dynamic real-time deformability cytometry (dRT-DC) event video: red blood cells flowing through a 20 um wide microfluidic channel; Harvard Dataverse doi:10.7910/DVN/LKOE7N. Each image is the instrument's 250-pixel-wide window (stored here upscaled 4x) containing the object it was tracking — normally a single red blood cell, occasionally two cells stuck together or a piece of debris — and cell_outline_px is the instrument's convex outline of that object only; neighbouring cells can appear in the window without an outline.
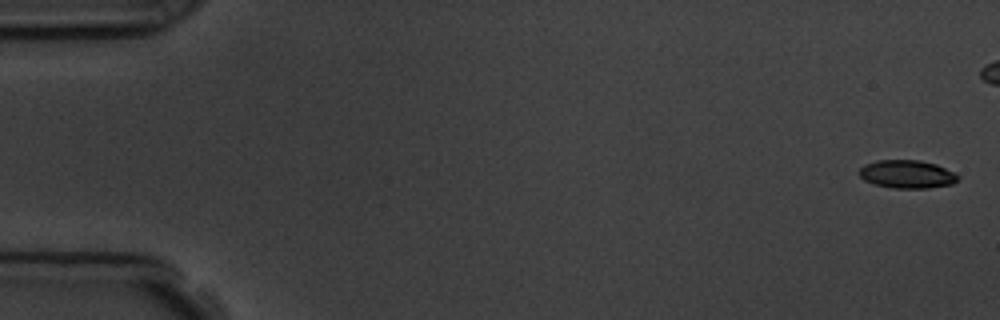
{"species": "common noctule bat (a hibernating species)", "species_latin": "Nyctalus noctula", "temperature_condition": "room temperature", "stored_images_in_passage": 6, "camera_frame_rate_fps": 3000, "um_per_image_px": 0.085, "animal": {"sex": "male", "body_mass_g": 19.5, "forearm_length_mm": 54.6}, "frame": {"image": 1, "passage_image": 1, "time_ms": 0.0, "image_size_px": [1000, 320], "cell_outline_px": [[960, 180], [952, 184], [928, 188], [892, 188], [876, 184], [864, 180], [860, 176], [860, 168], [864, 164], [876, 160], [920, 160], [936, 164], [956, 172], [960, 176]], "centroid_in_image_um": [77.15, 14.8], "position_along_channel_um": 7.8, "area_um2": 16.36}}
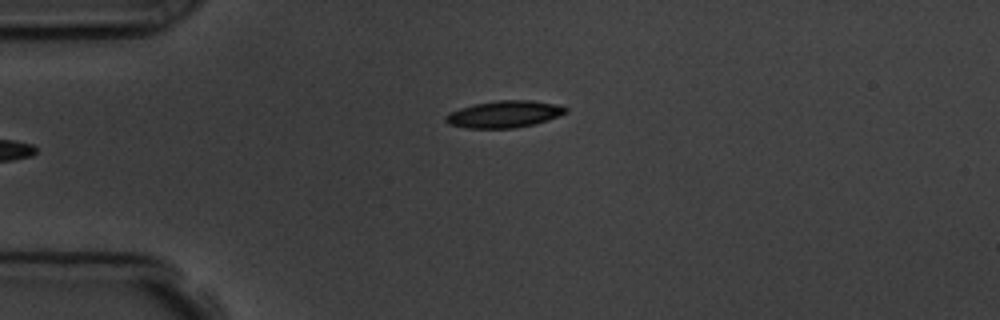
{"frame": {"image": 2, "passage_image": 6, "time_ms": 6.0, "image_size_px": [1000, 320], "cell_outline_px": [[568, 112], [548, 120], [536, 124], [516, 128], [468, 128], [448, 124], [444, 120], [444, 116], [448, 112], [472, 104], [496, 100], [532, 100], [556, 104], [568, 108]], "centroid_in_image_um": [42.85, 9.7], "position_along_channel_um": 42.2, "area_um2": 19.07}}